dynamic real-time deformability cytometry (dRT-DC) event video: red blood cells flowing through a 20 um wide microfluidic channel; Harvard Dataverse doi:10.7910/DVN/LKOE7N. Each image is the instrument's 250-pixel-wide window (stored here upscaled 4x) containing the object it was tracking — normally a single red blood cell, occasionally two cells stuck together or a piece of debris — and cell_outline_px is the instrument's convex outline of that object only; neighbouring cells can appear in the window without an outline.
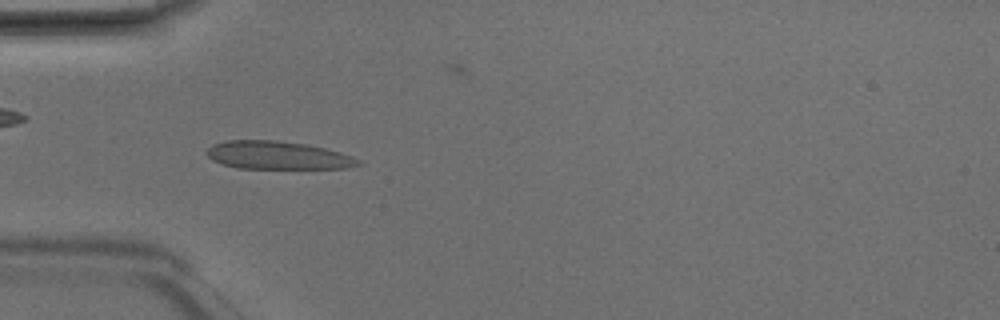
{"species": "Egyptian fruit bat (a non-hibernating species)", "species_latin": "Rousettus aegyptiacus", "temperature_condition": "room temperature", "stored_images_in_passage": 7, "camera_frame_rate_fps": 3000, "um_per_image_px": 0.085, "animal": {"sex": "male"}, "frame": {"image": 1, "passage_image": 4, "time_ms": 1.0, "image_size_px": [1000, 320], "cell_outline_px": [[360, 164], [348, 168], [236, 168], [220, 164], [212, 160], [204, 152], [212, 144], [224, 140], [276, 140], [304, 144], [324, 148], [340, 152], [352, 156], [360, 160]], "centroid_in_image_um": [23.54, 13.2], "position_along_channel_um": 61.5, "area_um2": 24.8}}
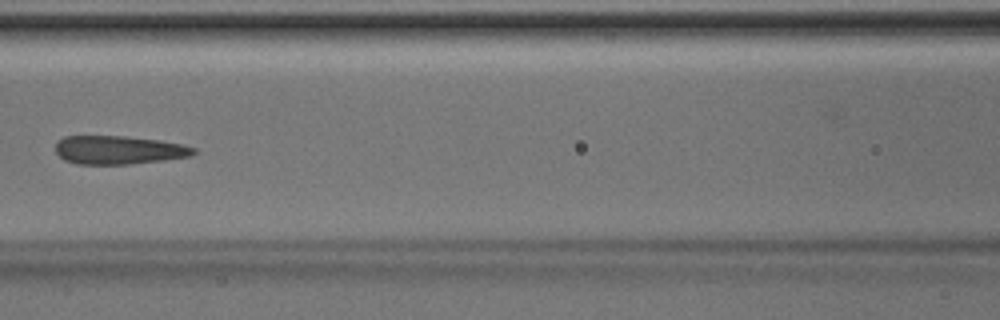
{"frame": {"image": 2, "passage_image": 6, "time_ms": 1.667, "image_size_px": [1000, 320], "cell_outline_px": [[196, 152], [192, 156], [164, 160], [128, 164], [76, 164], [64, 160], [56, 152], [56, 140], [64, 136], [124, 136], [160, 140], [184, 144], [196, 148]], "centroid_in_image_um": [10.1, 12.74], "position_along_channel_um": 156.5, "area_um2": 23.12}}
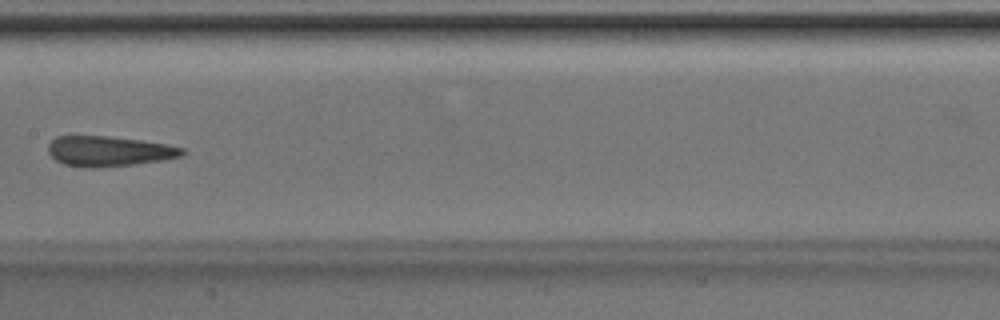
{"frame": {"image": 3, "passage_image": 7, "time_ms": 2.0, "image_size_px": [1000, 320], "cell_outline_px": [[184, 152], [180, 156], [164, 160], [100, 168], [84, 168], [64, 164], [56, 160], [48, 152], [48, 144], [56, 136], [104, 136], [140, 140], [168, 144], [184, 148]], "centroid_in_image_um": [9.24, 12.86], "position_along_channel_um": 198.2, "area_um2": 23.58}}